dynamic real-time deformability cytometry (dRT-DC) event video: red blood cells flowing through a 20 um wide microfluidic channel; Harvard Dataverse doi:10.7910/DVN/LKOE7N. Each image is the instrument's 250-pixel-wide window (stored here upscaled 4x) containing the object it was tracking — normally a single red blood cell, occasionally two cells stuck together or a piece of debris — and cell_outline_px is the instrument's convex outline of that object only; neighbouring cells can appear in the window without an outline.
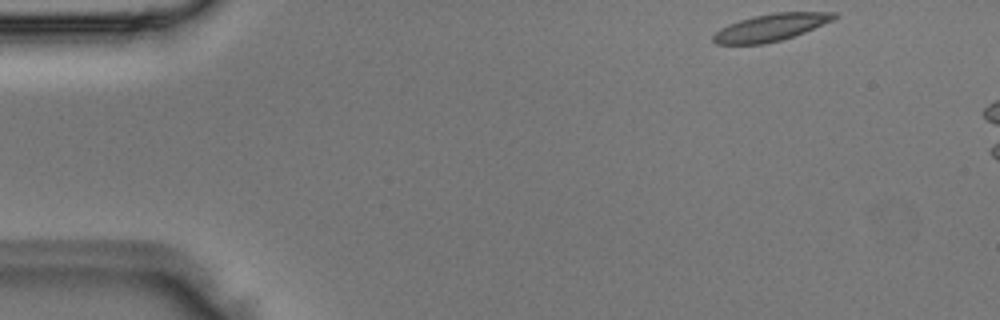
{"species": "Egyptian fruit bat (a non-hibernating species)", "species_latin": "Rousettus aegyptiacus", "temperature_condition": "room temperature", "stored_images_in_passage": 3, "camera_frame_rate_fps": 3000, "um_per_image_px": 0.085, "animal": {"sex": "male"}, "frame": {"image": 1, "passage_image": 1, "time_ms": 0.0, "image_size_px": [1000, 320], "cell_outline_px": [[840, 16], [832, 20], [804, 32], [780, 40], [764, 44], [716, 44], [712, 40], [712, 36], [720, 28], [728, 24], [752, 16], [776, 12], [836, 12]], "centroid_in_image_um": [65.5, 2.32], "position_along_channel_um": 19.5, "area_um2": 19.02}}